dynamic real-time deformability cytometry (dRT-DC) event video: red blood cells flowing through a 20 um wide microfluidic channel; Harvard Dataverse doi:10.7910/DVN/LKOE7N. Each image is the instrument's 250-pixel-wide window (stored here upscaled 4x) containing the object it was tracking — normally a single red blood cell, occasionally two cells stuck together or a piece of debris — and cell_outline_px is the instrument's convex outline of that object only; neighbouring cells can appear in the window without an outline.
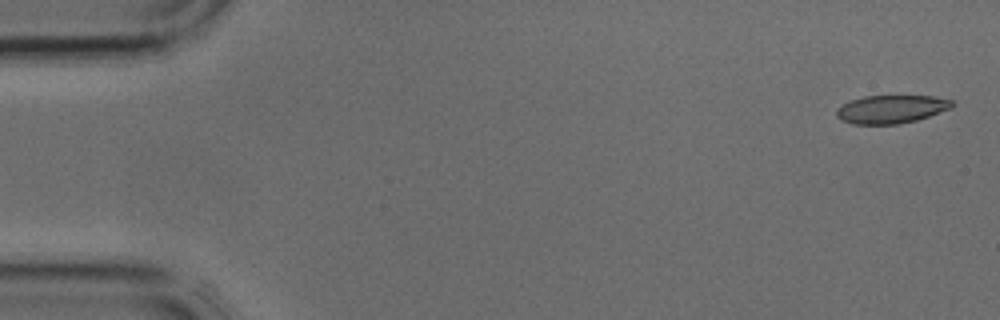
{"species": "common noctule bat (a hibernating species)", "species_latin": "Nyctalus noctula", "temperature_condition": "cold", "stored_images_in_passage": 39, "camera_frame_rate_fps": 3000, "um_per_image_px": 0.085, "animal": {"sex": "male", "body_mass_g": 17.9, "forearm_length_mm": 54.2}, "frame": {"image": 1, "passage_image": 1, "time_ms": 0.0, "image_size_px": [1000, 320], "cell_outline_px": [[956, 104], [952, 108], [916, 120], [900, 124], [852, 124], [840, 120], [836, 116], [836, 112], [844, 104], [852, 100], [864, 96], [936, 96], [952, 100]], "centroid_in_image_um": [75.79, 9.28], "position_along_channel_um": 9.2, "area_um2": 18.96}}
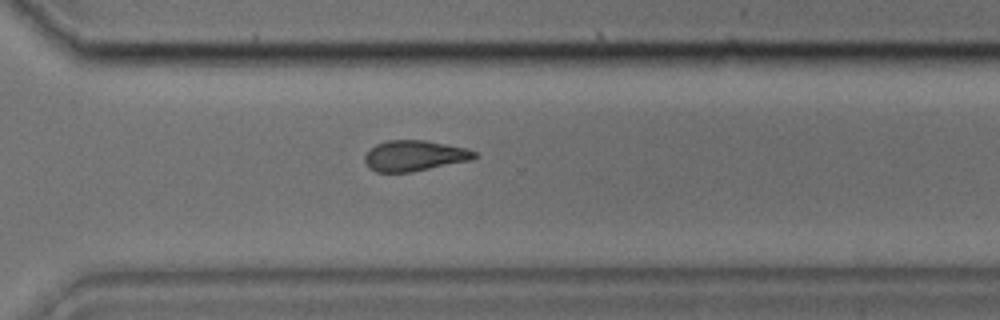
{"frame": {"image": 2, "passage_image": 28, "time_ms": 9.0, "image_size_px": [1000, 320], "cell_outline_px": [[476, 156], [472, 160], [412, 172], [376, 172], [368, 168], [364, 160], [364, 156], [376, 144], [388, 140], [424, 140], [464, 148], [476, 152]], "centroid_in_image_um": [35.2, 13.25], "position_along_channel_um": 335.4, "area_um2": 19.48}}
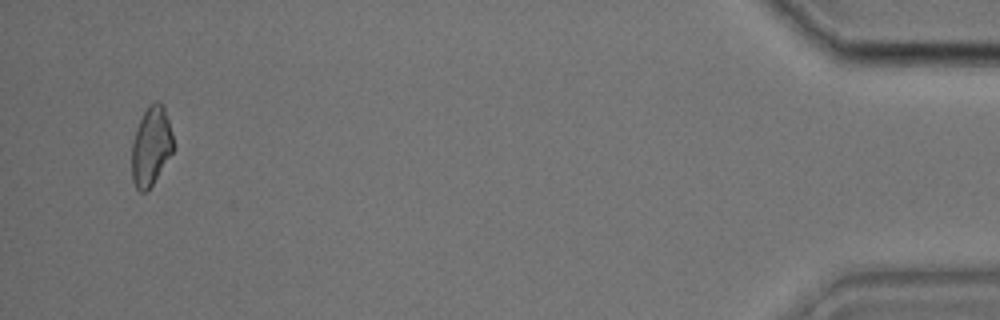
{"frame": {"image": 3, "passage_image": 38, "time_ms": 12.333, "image_size_px": [1000, 320], "cell_outline_px": [[176, 148], [152, 184], [144, 192], [140, 192], [136, 188], [132, 180], [132, 140], [140, 120], [144, 112], [156, 100], [160, 100], [164, 104], [172, 132]], "centroid_in_image_um": [12.87, 12.41], "position_along_channel_um": 422.3, "area_um2": 19.25}}